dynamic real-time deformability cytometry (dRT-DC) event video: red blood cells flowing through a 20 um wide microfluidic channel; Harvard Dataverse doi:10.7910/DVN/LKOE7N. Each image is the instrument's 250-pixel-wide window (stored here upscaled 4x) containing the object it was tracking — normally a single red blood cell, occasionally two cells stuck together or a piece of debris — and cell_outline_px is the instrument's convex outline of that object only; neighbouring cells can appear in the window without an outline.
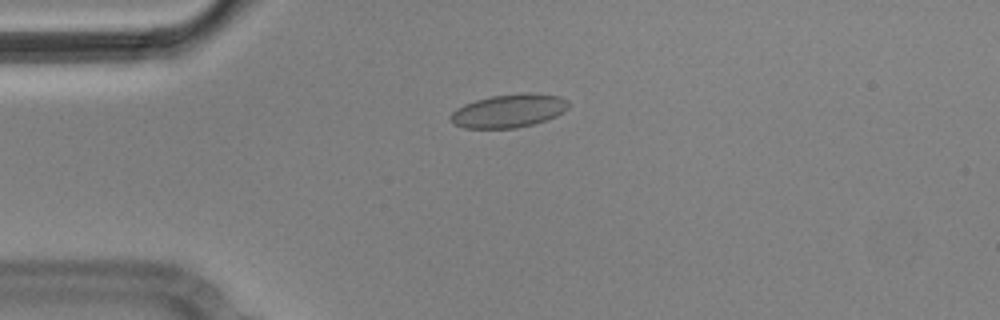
{"species": "Egyptian fruit bat (a non-hibernating species)", "species_latin": "Rousettus aegyptiacus", "temperature_condition": "cold", "stored_images_in_passage": 7, "camera_frame_rate_fps": 3000, "um_per_image_px": 0.085, "animal": {"sex": "male"}, "frame": {"image": 1, "passage_image": 4, "time_ms": 1.0, "image_size_px": [1000, 320], "cell_outline_px": [[568, 108], [564, 112], [556, 116], [532, 124], [516, 128], [464, 128], [452, 124], [448, 116], [456, 108], [464, 104], [476, 100], [492, 96], [560, 96], [568, 100]], "centroid_in_image_um": [43.15, 9.48], "position_along_channel_um": 41.8, "area_um2": 22.02}}